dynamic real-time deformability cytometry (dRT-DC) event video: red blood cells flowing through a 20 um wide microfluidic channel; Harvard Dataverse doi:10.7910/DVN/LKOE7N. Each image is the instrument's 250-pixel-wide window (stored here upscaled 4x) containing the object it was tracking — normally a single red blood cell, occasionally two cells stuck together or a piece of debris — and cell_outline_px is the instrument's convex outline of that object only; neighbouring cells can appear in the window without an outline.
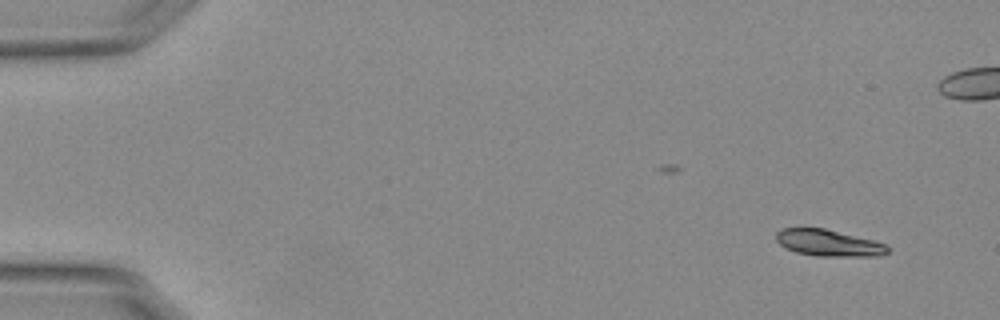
{"species": "Egyptian fruit bat (a non-hibernating species)", "species_latin": "Rousettus aegyptiacus", "temperature_condition": "warm", "stored_images_in_passage": 42, "camera_frame_rate_fps": 3000, "um_per_image_px": 0.085, "animal": {"sex": "female"}, "frame": {"image": 1, "passage_image": 1, "time_ms": 0.0, "image_size_px": [1000, 320], "cell_outline_px": [[888, 252], [880, 256], [816, 256], [796, 252], [780, 244], [776, 240], [776, 232], [780, 228], [824, 228], [872, 240], [884, 244], [888, 248]], "centroid_in_image_um": [70.4, 20.65], "position_along_channel_um": 14.6, "area_um2": 17.05}}
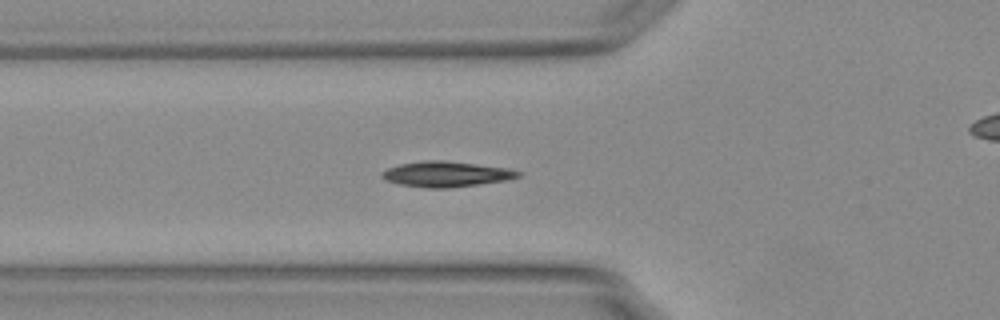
{"frame": {"image": 2, "passage_image": 17, "time_ms": 5.333, "image_size_px": [1000, 320], "cell_outline_px": [[520, 176], [508, 180], [480, 184], [448, 188], [424, 188], [400, 184], [384, 180], [380, 176], [380, 172], [388, 168], [400, 164], [424, 160], [444, 160], [508, 168], [520, 172]], "centroid_in_image_um": [37.89, 14.8], "position_along_channel_um": 87.9, "area_um2": 20.29}}
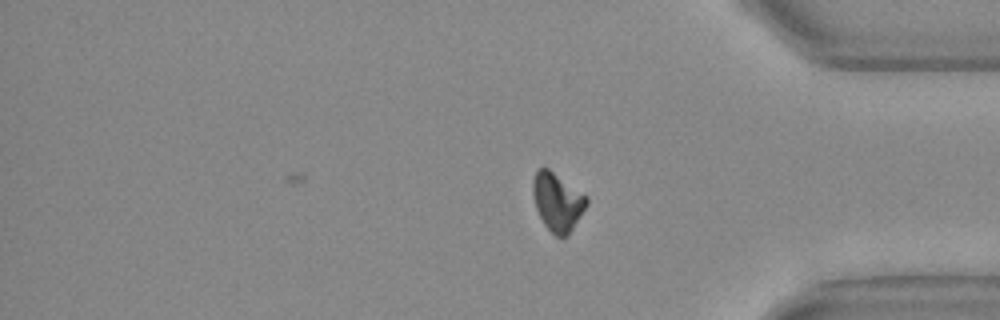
{"frame": {"image": 3, "passage_image": 42, "time_ms": 13.667, "image_size_px": [1000, 320], "cell_outline_px": [[588, 204], [568, 236], [556, 236], [544, 224], [536, 208], [532, 192], [532, 184], [536, 172], [540, 168], [548, 168], [588, 196]], "centroid_in_image_um": [47.4, 17.16], "position_along_channel_um": 387.8, "area_um2": 18.09}, "authors_computed_cell_mechanics": {"area_um2": 18.3515, "velocity_mm_per_s": 3.7781, "shape_relaxation_time_tau1_ms": 5.6411, "shape_relaxation_time_tau2_ms": 3.9096, "deformation_change_tau1": 0.173, "deformation_change_tau2": 0.0636}}